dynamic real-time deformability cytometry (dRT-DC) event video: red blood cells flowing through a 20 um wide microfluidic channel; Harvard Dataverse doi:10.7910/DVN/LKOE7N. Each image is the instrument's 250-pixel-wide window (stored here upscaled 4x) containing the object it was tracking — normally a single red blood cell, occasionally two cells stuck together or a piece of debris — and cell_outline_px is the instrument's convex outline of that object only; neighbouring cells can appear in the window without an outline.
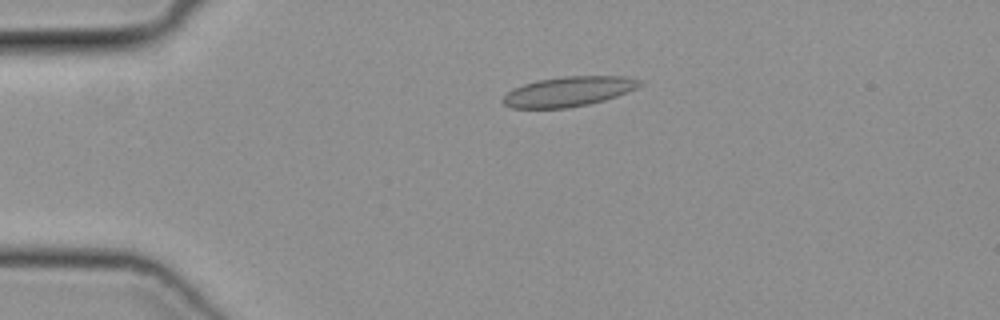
{"species": "common noctule bat (a hibernating species)", "species_latin": "Nyctalus noctula", "temperature_condition": "cold", "stored_images_in_passage": 48, "camera_frame_rate_fps": 3000, "um_per_image_px": 0.085, "animal": {"sex": "female", "body_mass_g": 19.3, "forearm_length_mm": 54.1}, "frame": {"image": 1, "passage_image": 10, "time_ms": 3.0, "image_size_px": [1000, 320], "cell_outline_px": [[644, 84], [628, 92], [604, 100], [588, 104], [568, 108], [512, 108], [504, 104], [500, 100], [512, 88], [536, 80], [560, 76], [628, 76], [640, 80]], "centroid_in_image_um": [48.32, 7.77], "position_along_channel_um": 36.7, "area_um2": 23.99}}
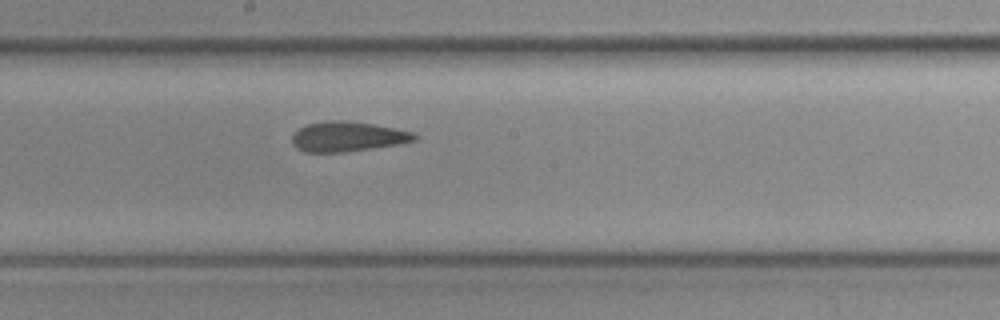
{"frame": {"image": 2, "passage_image": 26, "time_ms": 8.333, "image_size_px": [1000, 320], "cell_outline_px": [[420, 136], [416, 140], [400, 144], [344, 152], [304, 152], [296, 148], [292, 144], [292, 136], [300, 128], [308, 124], [324, 120], [348, 120], [396, 128], [416, 132]], "centroid_in_image_um": [29.59, 11.6], "position_along_channel_um": 218.6, "area_um2": 21.62}}
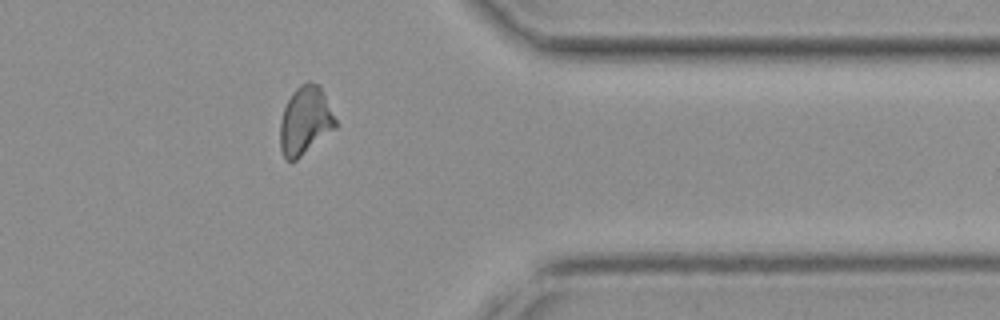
{"frame": {"image": 3, "passage_image": 39, "time_ms": 12.667, "image_size_px": [1000, 320], "cell_outline_px": [[336, 128], [296, 160], [284, 160], [280, 148], [280, 120], [284, 108], [292, 92], [300, 84], [308, 80], [320, 84], [336, 120]], "centroid_in_image_um": [25.93, 10.24], "position_along_channel_um": 385.5, "area_um2": 22.14}}